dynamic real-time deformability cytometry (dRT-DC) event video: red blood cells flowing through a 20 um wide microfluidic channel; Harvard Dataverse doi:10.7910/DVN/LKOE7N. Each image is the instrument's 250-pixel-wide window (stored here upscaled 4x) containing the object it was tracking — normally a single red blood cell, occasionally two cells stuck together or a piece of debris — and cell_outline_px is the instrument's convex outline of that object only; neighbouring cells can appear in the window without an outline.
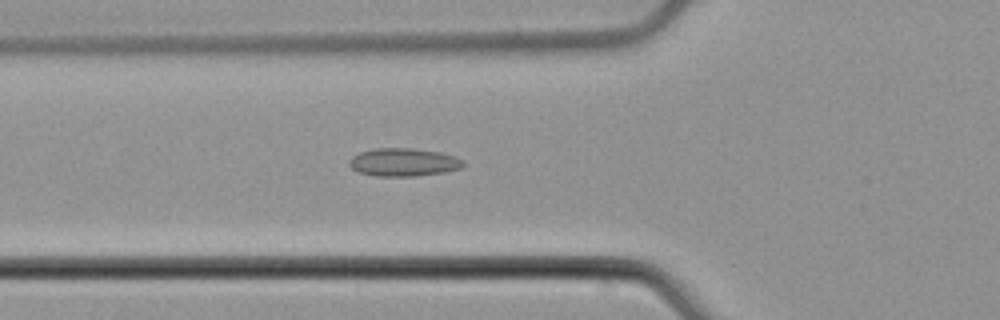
{"species": "common noctule bat (a hibernating species)", "species_latin": "Nyctalus noctula", "temperature_condition": "cold", "stored_images_in_passage": 32, "camera_frame_rate_fps": 3000, "um_per_image_px": 0.085, "animal": {"sex": "male", "body_mass_g": 21.5, "forearm_length_mm": 52.0}, "frame": {"image": 1, "passage_image": 3, "time_ms": 0.667, "image_size_px": [1000, 320], "cell_outline_px": [[464, 164], [460, 168], [444, 172], [416, 176], [376, 176], [360, 172], [352, 168], [348, 164], [348, 160], [352, 156], [360, 152], [372, 148], [412, 148], [440, 152], [464, 160]], "centroid_in_image_um": [34.27, 13.78], "position_along_channel_um": 91.5, "area_um2": 18.61}}
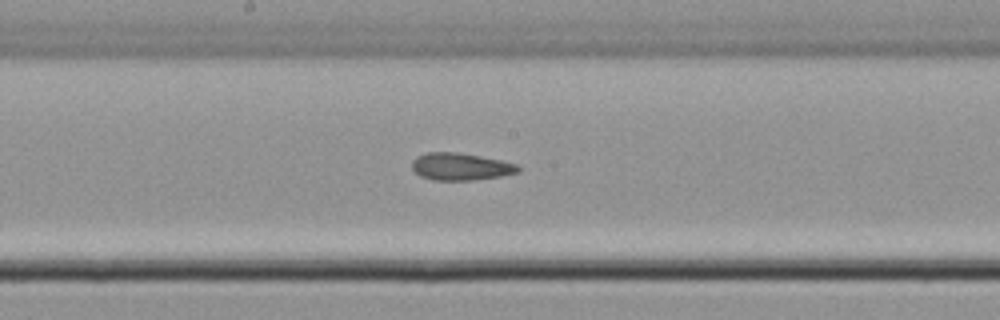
{"frame": {"image": 2, "passage_image": 12, "time_ms": 3.667, "image_size_px": [1000, 320], "cell_outline_px": [[520, 172], [500, 176], [472, 180], [432, 180], [420, 176], [412, 168], [412, 160], [416, 156], [428, 152], [456, 152], [480, 156], [500, 160], [516, 164], [520, 168]], "centroid_in_image_um": [39.13, 14.16], "position_along_channel_um": 209.1, "area_um2": 16.82}}
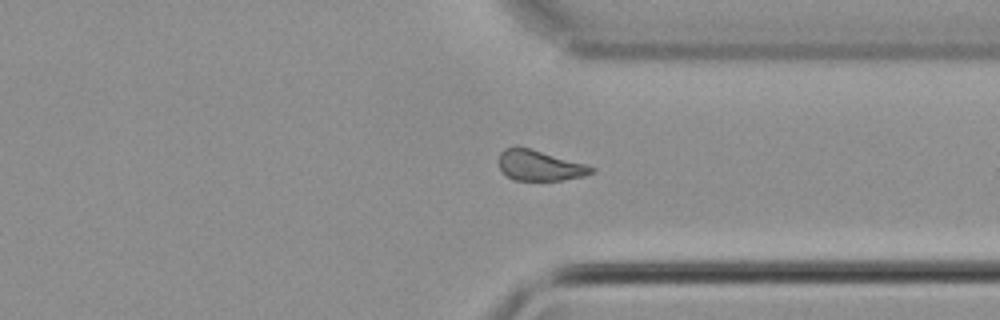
{"frame": {"image": 3, "passage_image": 24, "time_ms": 7.667, "image_size_px": [1000, 320], "cell_outline_px": [[596, 172], [584, 176], [560, 180], [512, 180], [500, 168], [500, 152], [504, 148], [516, 144], [584, 164], [596, 168]], "centroid_in_image_um": [45.85, 14.05], "position_along_channel_um": 365.5, "area_um2": 16.42}, "authors_computed_cell_mechanics": {"area_um2": 16.6753, "velocity_mm_per_s": 3.9071, "shape_relaxation_time_tau1_ms": null, "shape_relaxation_time_tau2_ms": 2.5332, "deformation_change_tau1": null, "deformation_change_tau2": 0.0831}}